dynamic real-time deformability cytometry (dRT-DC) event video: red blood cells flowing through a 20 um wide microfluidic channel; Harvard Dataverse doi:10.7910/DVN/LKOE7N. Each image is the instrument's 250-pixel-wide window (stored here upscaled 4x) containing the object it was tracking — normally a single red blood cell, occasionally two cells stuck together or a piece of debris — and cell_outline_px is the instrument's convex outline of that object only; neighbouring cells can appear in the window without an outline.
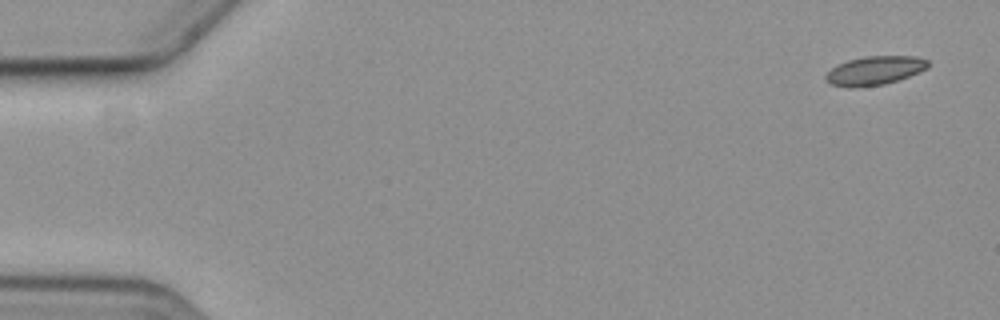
{"species": "common noctule bat (a hibernating species)", "species_latin": "Nyctalus noctula", "temperature_condition": "cold", "stored_images_in_passage": 6, "segment_of_instrument_passage": [1, 2], "camera_frame_rate_fps": 3000, "um_per_image_px": 0.085, "animal": {"sex": "female", "body_mass_g": 19.3, "forearm_length_mm": 54.1}, "frame": {"image": 1, "passage_image": 1, "time_ms": 0.0, "image_size_px": [1000, 320], "cell_outline_px": [[928, 68], [920, 72], [884, 84], [860, 88], [848, 88], [828, 84], [824, 80], [824, 76], [836, 64], [848, 60], [864, 56], [916, 56], [928, 60]], "centroid_in_image_um": [74.29, 6.01], "position_along_channel_um": 10.7, "area_um2": 17.46}}
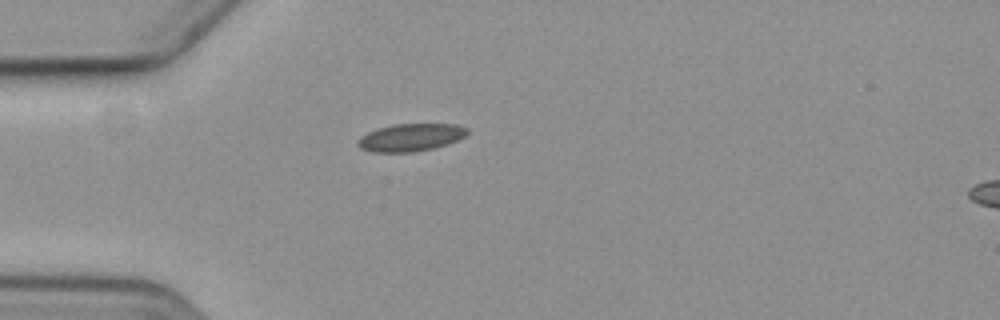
{"frame": {"image": 2, "passage_image": 5, "time_ms": 4.667, "image_size_px": [1000, 320], "cell_outline_px": [[468, 132], [464, 136], [448, 144], [432, 148], [412, 152], [372, 152], [360, 148], [356, 144], [356, 140], [360, 136], [376, 128], [392, 124], [456, 124], [468, 128]], "centroid_in_image_um": [34.85, 11.67], "position_along_channel_um": 50.1, "area_um2": 17.69}}